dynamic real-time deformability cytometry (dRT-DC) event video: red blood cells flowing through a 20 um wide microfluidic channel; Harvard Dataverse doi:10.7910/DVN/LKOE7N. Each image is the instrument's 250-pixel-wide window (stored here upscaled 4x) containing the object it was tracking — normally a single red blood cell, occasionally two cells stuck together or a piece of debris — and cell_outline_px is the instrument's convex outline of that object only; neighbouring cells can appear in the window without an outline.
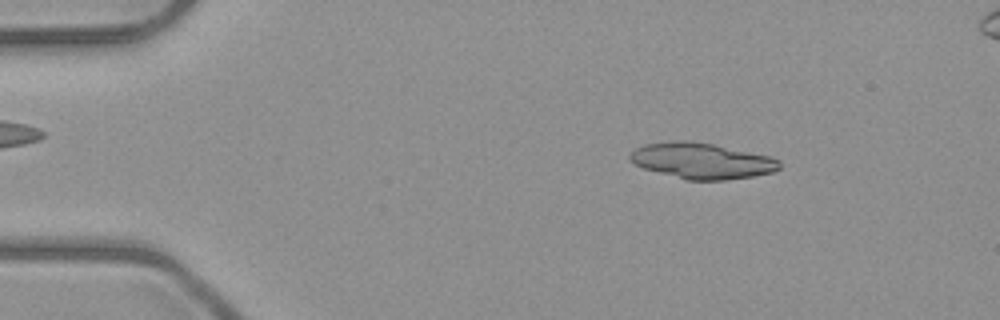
{"species": "common noctule bat (a hibernating species)", "species_latin": "Nyctalus noctula", "temperature_condition": "room temperature", "stored_images_in_passage": 5, "camera_frame_rate_fps": 3000, "um_per_image_px": 0.085, "animal": {"sex": "male", "body_mass_g": 23.1, "forearm_length_mm": 52.7}, "frame": {"image": 1, "passage_image": 2, "time_ms": 1.0, "image_size_px": [1000, 320], "cell_outline_px": [[780, 168], [772, 172], [752, 176], [728, 180], [688, 180], [644, 168], [628, 160], [628, 156], [636, 148], [644, 144], [672, 140], [688, 140], [712, 144], [772, 156], [780, 160]], "centroid_in_image_um": [59.66, 13.66], "position_along_channel_um": 25.3, "area_um2": 31.21}}